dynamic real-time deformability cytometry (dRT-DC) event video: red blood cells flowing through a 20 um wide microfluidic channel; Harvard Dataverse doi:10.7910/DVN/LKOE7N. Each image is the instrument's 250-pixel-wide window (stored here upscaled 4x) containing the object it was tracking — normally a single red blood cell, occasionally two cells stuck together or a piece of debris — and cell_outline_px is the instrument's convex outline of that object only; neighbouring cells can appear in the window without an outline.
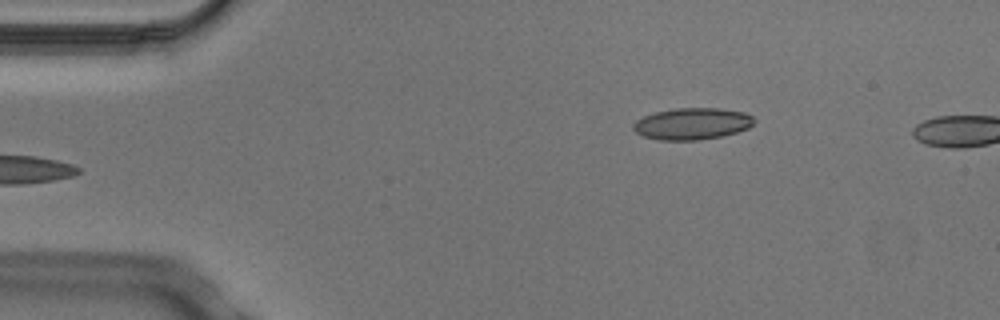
{"species": "Egyptian fruit bat (a non-hibernating species)", "species_latin": "Rousettus aegyptiacus", "temperature_condition": "cold", "stored_images_in_passage": 5, "camera_frame_rate_fps": 3000, "um_per_image_px": 0.085, "animal": {"sex": "male"}, "frame": {"image": 1, "passage_image": 5, "time_ms": 1.333, "image_size_px": [1000, 320], "cell_outline_px": [[756, 120], [748, 128], [736, 132], [720, 136], [700, 140], [656, 140], [644, 136], [636, 132], [632, 128], [632, 124], [636, 120], [644, 116], [656, 112], [676, 108], [720, 108], [744, 112], [752, 116]], "centroid_in_image_um": [58.82, 10.52], "position_along_channel_um": 26.2, "area_um2": 22.31}}